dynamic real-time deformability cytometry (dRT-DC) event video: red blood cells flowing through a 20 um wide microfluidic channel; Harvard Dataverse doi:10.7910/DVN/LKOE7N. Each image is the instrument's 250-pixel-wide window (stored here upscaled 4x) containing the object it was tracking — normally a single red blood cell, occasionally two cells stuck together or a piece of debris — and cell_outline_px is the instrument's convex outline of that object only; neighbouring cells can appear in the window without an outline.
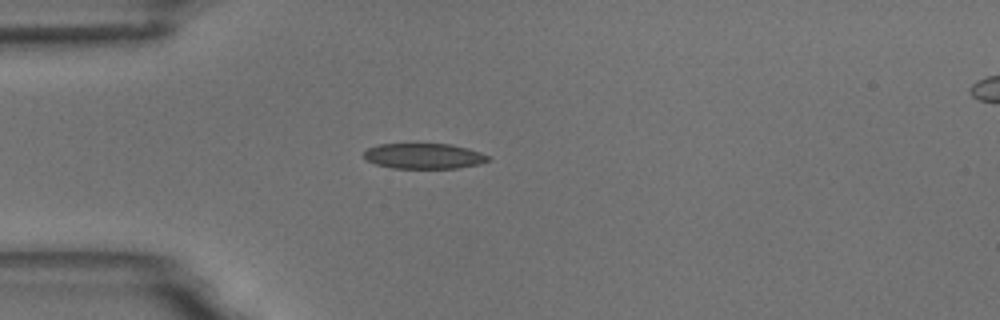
{"species": "common noctule bat (a hibernating species)", "species_latin": "Nyctalus noctula", "temperature_condition": "room temperature", "stored_images_in_passage": 4, "camera_frame_rate_fps": 3000, "um_per_image_px": 0.085, "animal": {"sex": "male", "body_mass_g": 18.8}, "frame": {"image": 1, "passage_image": 3, "time_ms": 2.333, "image_size_px": [1000, 320], "cell_outline_px": [[492, 160], [480, 164], [456, 168], [392, 168], [376, 164], [368, 160], [364, 156], [364, 152], [368, 148], [380, 144], [452, 144], [468, 148], [480, 152], [488, 156]], "centroid_in_image_um": [36.07, 13.26], "position_along_channel_um": 48.9, "area_um2": 18.38}}